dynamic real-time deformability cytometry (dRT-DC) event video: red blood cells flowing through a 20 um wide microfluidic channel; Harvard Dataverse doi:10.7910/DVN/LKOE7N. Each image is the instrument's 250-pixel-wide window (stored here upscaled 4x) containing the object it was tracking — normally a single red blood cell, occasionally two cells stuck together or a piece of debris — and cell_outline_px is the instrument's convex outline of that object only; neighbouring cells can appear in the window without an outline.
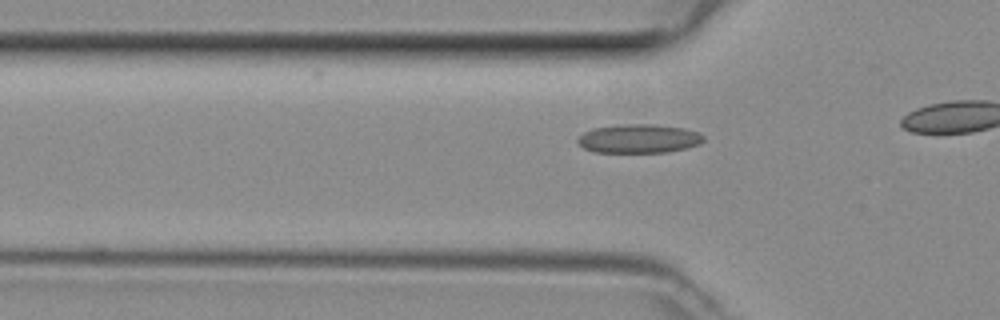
{"species": "common noctule bat (a hibernating species)", "species_latin": "Nyctalus noctula", "temperature_condition": "room temperature", "stored_images_in_passage": 7, "camera_frame_rate_fps": 3000, "um_per_image_px": 0.085, "animal": {"sex": "female", "body_mass_g": 29.2, "forearm_length_mm": 56.3}, "frame": {"image": 1, "passage_image": 2, "time_ms": 0.333, "image_size_px": [1000, 320], "cell_outline_px": [[704, 140], [700, 144], [668, 152], [592, 152], [584, 148], [576, 140], [584, 132], [592, 128], [628, 124], [652, 124], [684, 128], [700, 132], [704, 136]], "centroid_in_image_um": [54.32, 11.78], "position_along_channel_um": 71.5, "area_um2": 21.1}}
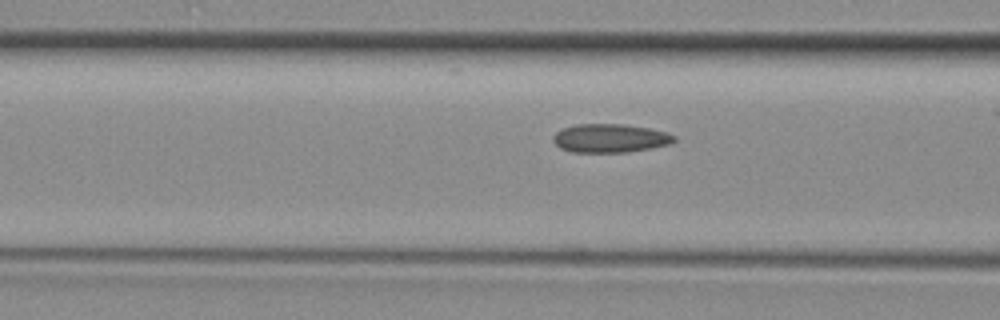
{"frame": {"image": 2, "passage_image": 5, "time_ms": 1.333, "image_size_px": [1000, 320], "cell_outline_px": [[676, 140], [668, 144], [652, 148], [628, 152], [572, 152], [560, 148], [552, 140], [552, 136], [556, 132], [564, 128], [576, 124], [624, 124], [648, 128], [668, 132], [676, 136]], "centroid_in_image_um": [51.86, 11.75], "position_along_channel_um": 114.7, "area_um2": 20.23}}